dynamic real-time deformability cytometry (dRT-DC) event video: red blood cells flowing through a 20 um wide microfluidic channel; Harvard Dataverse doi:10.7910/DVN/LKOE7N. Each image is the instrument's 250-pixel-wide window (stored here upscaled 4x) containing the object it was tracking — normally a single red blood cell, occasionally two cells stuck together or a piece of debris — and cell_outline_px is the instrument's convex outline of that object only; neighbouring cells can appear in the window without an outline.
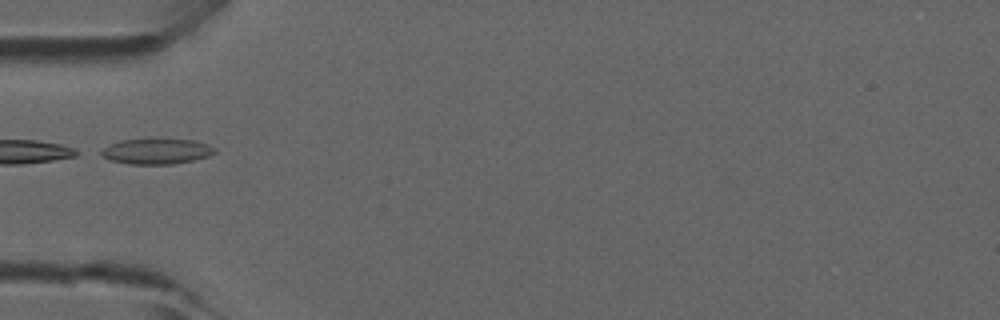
{"species": "common noctule bat (a hibernating species)", "species_latin": "Nyctalus noctula", "temperature_condition": "room temperature", "stored_images_in_passage": 3, "camera_frame_rate_fps": 3000, "um_per_image_px": 0.085, "animal": {"sex": "male", "forearm_length_mm": 52.5}, "frame": {"image": 1, "passage_image": 3, "time_ms": 0.667, "image_size_px": [1000, 320], "cell_outline_px": [[216, 152], [208, 156], [192, 160], [172, 164], [128, 164], [112, 160], [96, 152], [108, 144], [120, 140], [192, 140], [208, 144], [216, 148]], "centroid_in_image_um": [13.27, 12.87], "position_along_channel_um": 71.7, "area_um2": 16.65}}